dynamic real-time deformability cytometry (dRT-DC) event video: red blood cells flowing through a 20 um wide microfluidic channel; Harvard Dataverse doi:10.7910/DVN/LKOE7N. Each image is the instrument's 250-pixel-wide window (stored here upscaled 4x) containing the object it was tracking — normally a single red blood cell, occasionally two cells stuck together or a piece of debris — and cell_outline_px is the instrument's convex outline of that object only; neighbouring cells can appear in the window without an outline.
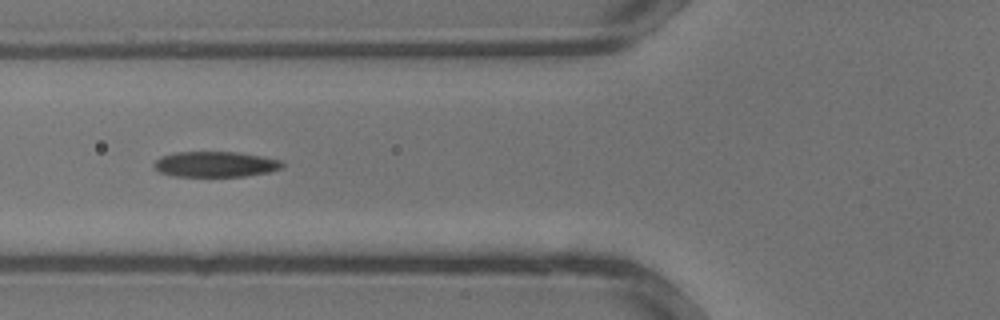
{"species": "common noctule bat (a hibernating species)", "species_latin": "Nyctalus noctula", "temperature_condition": "warm", "stored_images_in_passage": 18, "camera_frame_rate_fps": 3000, "um_per_image_px": 0.085, "animal": {"sex": "male", "body_mass_g": 13.3}, "frame": {"image": 1, "passage_image": 6, "time_ms": 1.667, "image_size_px": [1000, 320], "cell_outline_px": [[284, 168], [268, 172], [244, 176], [176, 176], [160, 172], [152, 164], [160, 156], [176, 152], [236, 152], [264, 156], [280, 160], [284, 164]], "centroid_in_image_um": [18.33, 13.95], "position_along_channel_um": 107.5, "area_um2": 19.07}}
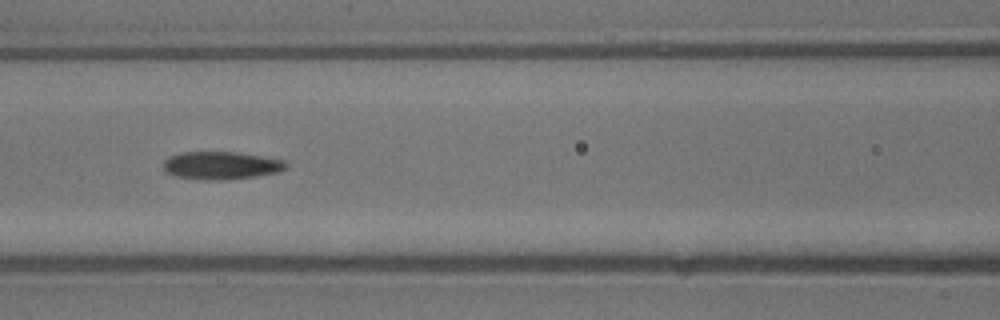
{"frame": {"image": 2, "passage_image": 8, "time_ms": 2.333, "image_size_px": [1000, 320], "cell_outline_px": [[288, 168], [280, 172], [256, 176], [224, 180], [208, 180], [176, 176], [168, 172], [164, 168], [164, 160], [168, 156], [180, 152], [240, 152], [288, 160]], "centroid_in_image_um": [18.88, 14.05], "position_along_channel_um": 147.7, "area_um2": 20.17}}